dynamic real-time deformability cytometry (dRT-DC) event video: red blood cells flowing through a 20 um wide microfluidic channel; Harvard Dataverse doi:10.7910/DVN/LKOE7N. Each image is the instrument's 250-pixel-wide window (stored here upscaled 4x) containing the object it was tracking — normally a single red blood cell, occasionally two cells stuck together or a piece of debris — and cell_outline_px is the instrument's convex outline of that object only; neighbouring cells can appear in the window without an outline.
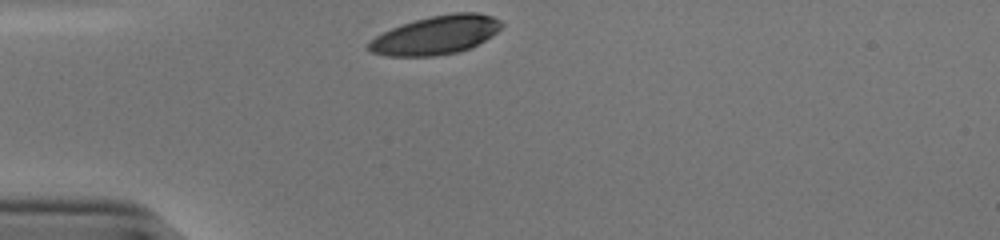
{"species": "human", "species_latin": "Homo sapiens", "temperature_condition": "cold", "stored_images_in_passage": 29, "camera_frame_rate_fps": 3000, "um_per_image_px": 0.085, "donor": {"sex": "male"}, "frame": {"image": 1, "passage_image": 1, "time_ms": 0.0, "image_size_px": [1000, 240], "cell_outline_px": [[504, 24], [492, 36], [468, 48], [456, 52], [432, 56], [384, 56], [372, 52], [364, 48], [368, 40], [392, 28], [416, 20], [432, 16], [452, 12], [476, 12], [492, 16], [500, 20]], "centroid_in_image_um": [37.01, 2.98], "position_along_channel_um": 48.0, "area_um2": 29.77}}
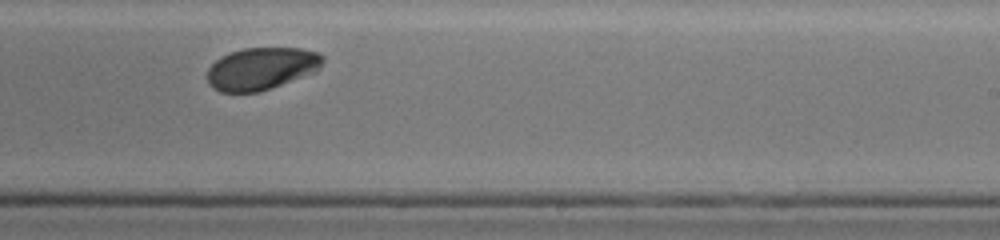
{"frame": {"image": 2, "passage_image": 20, "time_ms": 6.333, "image_size_px": [1000, 240], "cell_outline_px": [[324, 60], [316, 72], [260, 92], [220, 92], [212, 88], [208, 84], [208, 68], [220, 56], [244, 48], [300, 48], [320, 52], [324, 56]], "centroid_in_image_um": [22.24, 5.83], "position_along_channel_um": 266.8, "area_um2": 28.67}}
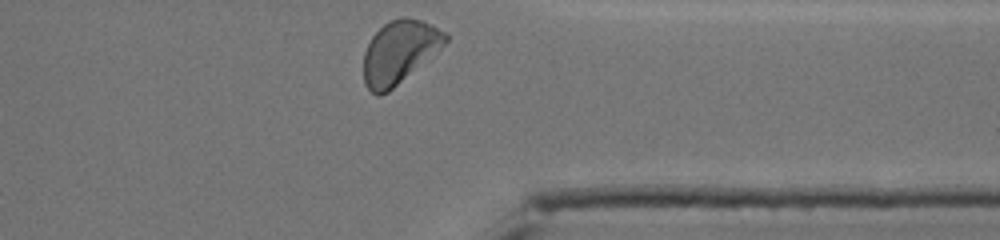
{"frame": {"image": 3, "passage_image": 29, "time_ms": 9.333, "image_size_px": [1000, 240], "cell_outline_px": [[448, 40], [440, 48], [388, 92], [380, 96], [376, 96], [364, 84], [364, 52], [372, 36], [384, 24], [400, 16], [408, 16], [420, 20], [448, 32]], "centroid_in_image_um": [33.93, 4.4], "position_along_channel_um": 377.5, "area_um2": 29.65}, "authors_computed_cell_mechanics": {"area_um2": 29.6514, "velocity_mm_per_s": 3.7887, "shape_relaxation_time_tau1_ms": 2.5189, "shape_relaxation_time_tau2_ms": null, "deformation_change_tau1": 0.1215, "deformation_change_tau2": null}}